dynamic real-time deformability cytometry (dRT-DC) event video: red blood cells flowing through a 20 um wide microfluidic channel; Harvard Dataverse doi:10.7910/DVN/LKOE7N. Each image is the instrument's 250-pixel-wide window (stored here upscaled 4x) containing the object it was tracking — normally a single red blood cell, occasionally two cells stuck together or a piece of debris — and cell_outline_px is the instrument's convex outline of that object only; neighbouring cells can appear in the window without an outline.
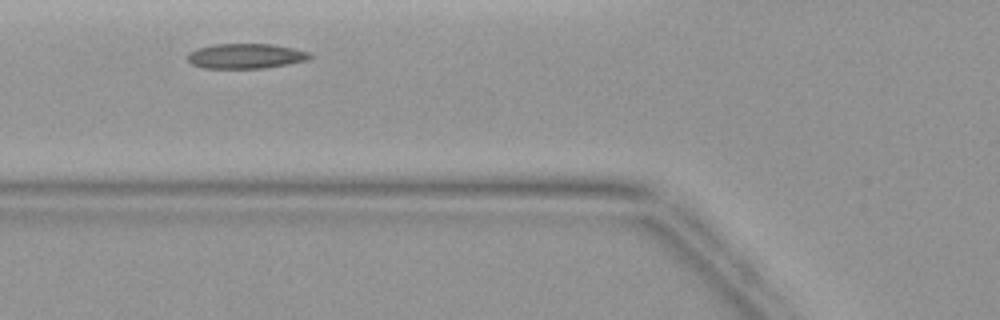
{"species": "common noctule bat (a hibernating species)", "species_latin": "Nyctalus noctula", "temperature_condition": "warm", "stored_images_in_passage": 2, "camera_frame_rate_fps": 3000, "um_per_image_px": 0.085, "animal": {"sex": "female", "body_mass_g": 19.9}, "frame": {"image": 1, "passage_image": 2, "time_ms": 1.0, "image_size_px": [1000, 320], "cell_outline_px": [[312, 56], [308, 60], [288, 64], [264, 68], [204, 68], [192, 64], [188, 60], [188, 56], [196, 48], [216, 44], [272, 44], [292, 48], [308, 52]], "centroid_in_image_um": [20.9, 4.77], "position_along_channel_um": 104.9, "area_um2": 17.63}}